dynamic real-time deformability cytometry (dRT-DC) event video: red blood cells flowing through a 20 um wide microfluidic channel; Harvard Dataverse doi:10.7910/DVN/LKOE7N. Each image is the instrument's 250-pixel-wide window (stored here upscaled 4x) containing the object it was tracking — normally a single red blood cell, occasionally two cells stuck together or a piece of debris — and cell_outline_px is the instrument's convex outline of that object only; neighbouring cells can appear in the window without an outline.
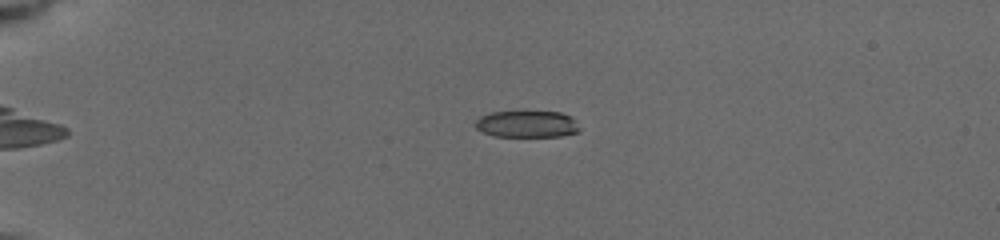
{"species": "common noctule bat (a hibernating species)", "species_latin": "Nyctalus noctula", "temperature_condition": "cold", "stored_images_in_passage": 19, "camera_frame_rate_fps": 3000, "um_per_image_px": 0.085, "animal": {"sex": "female", "body_mass_g": 19.5, "forearm_length_mm": 54.1}, "frame": {"image": 1, "passage_image": 3, "time_ms": 1.0, "image_size_px": [1000, 240], "cell_outline_px": [[580, 132], [560, 136], [492, 136], [476, 128], [476, 120], [480, 116], [492, 112], [560, 112], [572, 116], [576, 120], [580, 128]], "centroid_in_image_um": [44.84, 10.55], "position_along_channel_um": 40.2, "area_um2": 16.24}}
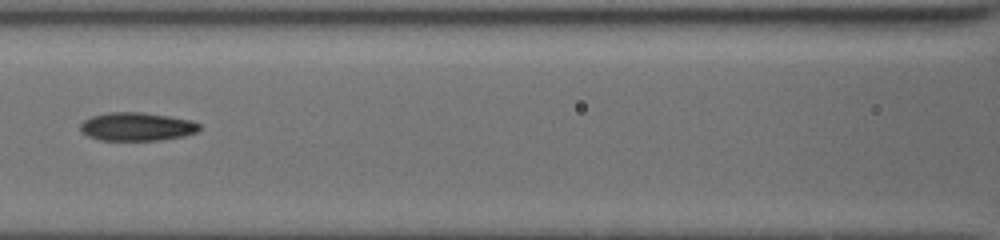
{"frame": {"image": 2, "passage_image": 12, "time_ms": 5.333, "image_size_px": [1000, 240], "cell_outline_px": [[200, 128], [196, 132], [184, 136], [160, 140], [100, 140], [88, 136], [80, 132], [80, 124], [84, 120], [92, 116], [108, 112], [144, 112], [192, 120], [200, 124]], "centroid_in_image_um": [11.62, 10.76], "position_along_channel_um": 155.0, "area_um2": 19.77}}
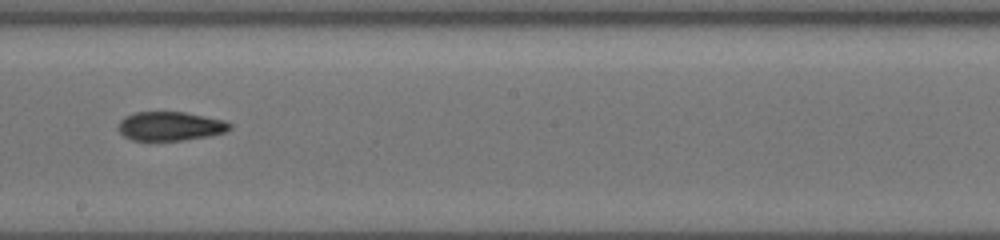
{"frame": {"image": 3, "passage_image": 17, "time_ms": 7.333, "image_size_px": [1000, 240], "cell_outline_px": [[232, 128], [224, 132], [208, 136], [180, 140], [148, 144], [132, 140], [124, 136], [116, 128], [120, 120], [124, 116], [136, 112], [184, 112], [224, 120], [232, 124]], "centroid_in_image_um": [14.39, 10.76], "position_along_channel_um": 233.8, "area_um2": 19.48}}